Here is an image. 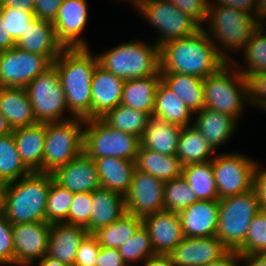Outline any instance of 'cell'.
I'll use <instances>...</instances> for the list:
<instances>
[{
  "instance_id": "obj_24",
  "label": "cell",
  "mask_w": 266,
  "mask_h": 266,
  "mask_svg": "<svg viewBox=\"0 0 266 266\" xmlns=\"http://www.w3.org/2000/svg\"><path fill=\"white\" fill-rule=\"evenodd\" d=\"M90 207L89 234L112 224L127 212L124 196L103 187L91 192Z\"/></svg>"
},
{
  "instance_id": "obj_11",
  "label": "cell",
  "mask_w": 266,
  "mask_h": 266,
  "mask_svg": "<svg viewBox=\"0 0 266 266\" xmlns=\"http://www.w3.org/2000/svg\"><path fill=\"white\" fill-rule=\"evenodd\" d=\"M134 9L158 31L155 43L159 47L168 41L195 35L202 29L194 18L165 0H142Z\"/></svg>"
},
{
  "instance_id": "obj_17",
  "label": "cell",
  "mask_w": 266,
  "mask_h": 266,
  "mask_svg": "<svg viewBox=\"0 0 266 266\" xmlns=\"http://www.w3.org/2000/svg\"><path fill=\"white\" fill-rule=\"evenodd\" d=\"M228 251L216 236L185 237L168 255L175 266H205Z\"/></svg>"
},
{
  "instance_id": "obj_23",
  "label": "cell",
  "mask_w": 266,
  "mask_h": 266,
  "mask_svg": "<svg viewBox=\"0 0 266 266\" xmlns=\"http://www.w3.org/2000/svg\"><path fill=\"white\" fill-rule=\"evenodd\" d=\"M88 234L84 227L66 223H52L47 255L71 266L74 264L79 245Z\"/></svg>"
},
{
  "instance_id": "obj_62",
  "label": "cell",
  "mask_w": 266,
  "mask_h": 266,
  "mask_svg": "<svg viewBox=\"0 0 266 266\" xmlns=\"http://www.w3.org/2000/svg\"><path fill=\"white\" fill-rule=\"evenodd\" d=\"M4 184L0 182V214H2Z\"/></svg>"
},
{
  "instance_id": "obj_49",
  "label": "cell",
  "mask_w": 266,
  "mask_h": 266,
  "mask_svg": "<svg viewBox=\"0 0 266 266\" xmlns=\"http://www.w3.org/2000/svg\"><path fill=\"white\" fill-rule=\"evenodd\" d=\"M171 2L183 13L190 15L201 26H204L209 0H165Z\"/></svg>"
},
{
  "instance_id": "obj_55",
  "label": "cell",
  "mask_w": 266,
  "mask_h": 266,
  "mask_svg": "<svg viewBox=\"0 0 266 266\" xmlns=\"http://www.w3.org/2000/svg\"><path fill=\"white\" fill-rule=\"evenodd\" d=\"M0 6L12 7L24 12H34V0H0Z\"/></svg>"
},
{
  "instance_id": "obj_61",
  "label": "cell",
  "mask_w": 266,
  "mask_h": 266,
  "mask_svg": "<svg viewBox=\"0 0 266 266\" xmlns=\"http://www.w3.org/2000/svg\"><path fill=\"white\" fill-rule=\"evenodd\" d=\"M13 129L8 124L7 119L0 113V137L9 135Z\"/></svg>"
},
{
  "instance_id": "obj_41",
  "label": "cell",
  "mask_w": 266,
  "mask_h": 266,
  "mask_svg": "<svg viewBox=\"0 0 266 266\" xmlns=\"http://www.w3.org/2000/svg\"><path fill=\"white\" fill-rule=\"evenodd\" d=\"M163 200L164 210L179 213L196 202L197 198L186 180L181 176L165 182Z\"/></svg>"
},
{
  "instance_id": "obj_25",
  "label": "cell",
  "mask_w": 266,
  "mask_h": 266,
  "mask_svg": "<svg viewBox=\"0 0 266 266\" xmlns=\"http://www.w3.org/2000/svg\"><path fill=\"white\" fill-rule=\"evenodd\" d=\"M13 136L22 162L31 172H42L46 123L13 129Z\"/></svg>"
},
{
  "instance_id": "obj_59",
  "label": "cell",
  "mask_w": 266,
  "mask_h": 266,
  "mask_svg": "<svg viewBox=\"0 0 266 266\" xmlns=\"http://www.w3.org/2000/svg\"><path fill=\"white\" fill-rule=\"evenodd\" d=\"M34 264H37L38 266H67L64 263H61L59 260L48 256L47 254L41 260H38V263L36 261L30 266H34Z\"/></svg>"
},
{
  "instance_id": "obj_42",
  "label": "cell",
  "mask_w": 266,
  "mask_h": 266,
  "mask_svg": "<svg viewBox=\"0 0 266 266\" xmlns=\"http://www.w3.org/2000/svg\"><path fill=\"white\" fill-rule=\"evenodd\" d=\"M73 196V192L62 187L53 179L46 201V222L67 224L68 210Z\"/></svg>"
},
{
  "instance_id": "obj_26",
  "label": "cell",
  "mask_w": 266,
  "mask_h": 266,
  "mask_svg": "<svg viewBox=\"0 0 266 266\" xmlns=\"http://www.w3.org/2000/svg\"><path fill=\"white\" fill-rule=\"evenodd\" d=\"M195 119L192 123L206 141L216 151L220 145L226 144L237 130V123L233 117L216 112L204 107L201 111L194 113Z\"/></svg>"
},
{
  "instance_id": "obj_58",
  "label": "cell",
  "mask_w": 266,
  "mask_h": 266,
  "mask_svg": "<svg viewBox=\"0 0 266 266\" xmlns=\"http://www.w3.org/2000/svg\"><path fill=\"white\" fill-rule=\"evenodd\" d=\"M13 47H15V41L3 28L2 19L0 16V52L7 51L9 49H12Z\"/></svg>"
},
{
  "instance_id": "obj_22",
  "label": "cell",
  "mask_w": 266,
  "mask_h": 266,
  "mask_svg": "<svg viewBox=\"0 0 266 266\" xmlns=\"http://www.w3.org/2000/svg\"><path fill=\"white\" fill-rule=\"evenodd\" d=\"M185 237H212L216 235L218 200H197L179 212Z\"/></svg>"
},
{
  "instance_id": "obj_33",
  "label": "cell",
  "mask_w": 266,
  "mask_h": 266,
  "mask_svg": "<svg viewBox=\"0 0 266 266\" xmlns=\"http://www.w3.org/2000/svg\"><path fill=\"white\" fill-rule=\"evenodd\" d=\"M161 81L193 112L204 108V79L182 73H160Z\"/></svg>"
},
{
  "instance_id": "obj_54",
  "label": "cell",
  "mask_w": 266,
  "mask_h": 266,
  "mask_svg": "<svg viewBox=\"0 0 266 266\" xmlns=\"http://www.w3.org/2000/svg\"><path fill=\"white\" fill-rule=\"evenodd\" d=\"M239 262H241V254L237 251L229 250L223 257L205 266H242L239 265Z\"/></svg>"
},
{
  "instance_id": "obj_30",
  "label": "cell",
  "mask_w": 266,
  "mask_h": 266,
  "mask_svg": "<svg viewBox=\"0 0 266 266\" xmlns=\"http://www.w3.org/2000/svg\"><path fill=\"white\" fill-rule=\"evenodd\" d=\"M182 126L151 117L140 139L141 146L164 155H176Z\"/></svg>"
},
{
  "instance_id": "obj_31",
  "label": "cell",
  "mask_w": 266,
  "mask_h": 266,
  "mask_svg": "<svg viewBox=\"0 0 266 266\" xmlns=\"http://www.w3.org/2000/svg\"><path fill=\"white\" fill-rule=\"evenodd\" d=\"M193 116L194 113L181 98L160 81L156 90L152 117L185 127L192 125Z\"/></svg>"
},
{
  "instance_id": "obj_63",
  "label": "cell",
  "mask_w": 266,
  "mask_h": 266,
  "mask_svg": "<svg viewBox=\"0 0 266 266\" xmlns=\"http://www.w3.org/2000/svg\"><path fill=\"white\" fill-rule=\"evenodd\" d=\"M124 1L128 2V4H132V6L135 8L142 0H124Z\"/></svg>"
},
{
  "instance_id": "obj_13",
  "label": "cell",
  "mask_w": 266,
  "mask_h": 266,
  "mask_svg": "<svg viewBox=\"0 0 266 266\" xmlns=\"http://www.w3.org/2000/svg\"><path fill=\"white\" fill-rule=\"evenodd\" d=\"M53 62L44 55L26 52L16 46L0 52V87L25 88Z\"/></svg>"
},
{
  "instance_id": "obj_9",
  "label": "cell",
  "mask_w": 266,
  "mask_h": 266,
  "mask_svg": "<svg viewBox=\"0 0 266 266\" xmlns=\"http://www.w3.org/2000/svg\"><path fill=\"white\" fill-rule=\"evenodd\" d=\"M85 120L46 123L42 173H54L83 152Z\"/></svg>"
},
{
  "instance_id": "obj_28",
  "label": "cell",
  "mask_w": 266,
  "mask_h": 266,
  "mask_svg": "<svg viewBox=\"0 0 266 266\" xmlns=\"http://www.w3.org/2000/svg\"><path fill=\"white\" fill-rule=\"evenodd\" d=\"M0 113L12 129L37 123L23 87H0Z\"/></svg>"
},
{
  "instance_id": "obj_39",
  "label": "cell",
  "mask_w": 266,
  "mask_h": 266,
  "mask_svg": "<svg viewBox=\"0 0 266 266\" xmlns=\"http://www.w3.org/2000/svg\"><path fill=\"white\" fill-rule=\"evenodd\" d=\"M244 55L243 61L246 65L238 64L232 60L231 63L245 77L251 73H260L266 71V33L260 26L253 32L252 36L240 51ZM242 65V68L241 66Z\"/></svg>"
},
{
  "instance_id": "obj_19",
  "label": "cell",
  "mask_w": 266,
  "mask_h": 266,
  "mask_svg": "<svg viewBox=\"0 0 266 266\" xmlns=\"http://www.w3.org/2000/svg\"><path fill=\"white\" fill-rule=\"evenodd\" d=\"M52 174L58 184L73 193L92 192L101 187L95 161L84 152Z\"/></svg>"
},
{
  "instance_id": "obj_38",
  "label": "cell",
  "mask_w": 266,
  "mask_h": 266,
  "mask_svg": "<svg viewBox=\"0 0 266 266\" xmlns=\"http://www.w3.org/2000/svg\"><path fill=\"white\" fill-rule=\"evenodd\" d=\"M30 173L18 153L13 133L0 137V182L7 184Z\"/></svg>"
},
{
  "instance_id": "obj_21",
  "label": "cell",
  "mask_w": 266,
  "mask_h": 266,
  "mask_svg": "<svg viewBox=\"0 0 266 266\" xmlns=\"http://www.w3.org/2000/svg\"><path fill=\"white\" fill-rule=\"evenodd\" d=\"M15 46L26 52L44 55L54 62L65 49L58 40L52 22L35 18L27 27Z\"/></svg>"
},
{
  "instance_id": "obj_40",
  "label": "cell",
  "mask_w": 266,
  "mask_h": 266,
  "mask_svg": "<svg viewBox=\"0 0 266 266\" xmlns=\"http://www.w3.org/2000/svg\"><path fill=\"white\" fill-rule=\"evenodd\" d=\"M123 261L127 266L139 265L155 254L152 247L151 238L147 228L142 224L136 232L119 248Z\"/></svg>"
},
{
  "instance_id": "obj_57",
  "label": "cell",
  "mask_w": 266,
  "mask_h": 266,
  "mask_svg": "<svg viewBox=\"0 0 266 266\" xmlns=\"http://www.w3.org/2000/svg\"><path fill=\"white\" fill-rule=\"evenodd\" d=\"M142 266H175L169 255L156 254L149 257Z\"/></svg>"
},
{
  "instance_id": "obj_64",
  "label": "cell",
  "mask_w": 266,
  "mask_h": 266,
  "mask_svg": "<svg viewBox=\"0 0 266 266\" xmlns=\"http://www.w3.org/2000/svg\"><path fill=\"white\" fill-rule=\"evenodd\" d=\"M265 23H266V19H265V20H264L259 26H260V28L263 29L264 32L266 33V27H265L266 24H265ZM264 24H265V25H264Z\"/></svg>"
},
{
  "instance_id": "obj_47",
  "label": "cell",
  "mask_w": 266,
  "mask_h": 266,
  "mask_svg": "<svg viewBox=\"0 0 266 266\" xmlns=\"http://www.w3.org/2000/svg\"><path fill=\"white\" fill-rule=\"evenodd\" d=\"M13 224L0 214V265H14Z\"/></svg>"
},
{
  "instance_id": "obj_45",
  "label": "cell",
  "mask_w": 266,
  "mask_h": 266,
  "mask_svg": "<svg viewBox=\"0 0 266 266\" xmlns=\"http://www.w3.org/2000/svg\"><path fill=\"white\" fill-rule=\"evenodd\" d=\"M91 192L74 193L69 207L67 224L84 227L89 233L91 218Z\"/></svg>"
},
{
  "instance_id": "obj_15",
  "label": "cell",
  "mask_w": 266,
  "mask_h": 266,
  "mask_svg": "<svg viewBox=\"0 0 266 266\" xmlns=\"http://www.w3.org/2000/svg\"><path fill=\"white\" fill-rule=\"evenodd\" d=\"M50 227L46 221L12 226L15 266H30L47 254Z\"/></svg>"
},
{
  "instance_id": "obj_1",
  "label": "cell",
  "mask_w": 266,
  "mask_h": 266,
  "mask_svg": "<svg viewBox=\"0 0 266 266\" xmlns=\"http://www.w3.org/2000/svg\"><path fill=\"white\" fill-rule=\"evenodd\" d=\"M159 58L160 73L189 74L201 79L227 63L203 29L190 37L164 43L159 47Z\"/></svg>"
},
{
  "instance_id": "obj_65",
  "label": "cell",
  "mask_w": 266,
  "mask_h": 266,
  "mask_svg": "<svg viewBox=\"0 0 266 266\" xmlns=\"http://www.w3.org/2000/svg\"><path fill=\"white\" fill-rule=\"evenodd\" d=\"M71 266H86V265H81V264H76V263H74V264H72Z\"/></svg>"
},
{
  "instance_id": "obj_10",
  "label": "cell",
  "mask_w": 266,
  "mask_h": 266,
  "mask_svg": "<svg viewBox=\"0 0 266 266\" xmlns=\"http://www.w3.org/2000/svg\"><path fill=\"white\" fill-rule=\"evenodd\" d=\"M25 90L37 122H62L74 118L70 115L66 117L68 107L65 93L54 65L33 79Z\"/></svg>"
},
{
  "instance_id": "obj_34",
  "label": "cell",
  "mask_w": 266,
  "mask_h": 266,
  "mask_svg": "<svg viewBox=\"0 0 266 266\" xmlns=\"http://www.w3.org/2000/svg\"><path fill=\"white\" fill-rule=\"evenodd\" d=\"M216 153L194 126L182 127L176 156L183 166L212 161Z\"/></svg>"
},
{
  "instance_id": "obj_5",
  "label": "cell",
  "mask_w": 266,
  "mask_h": 266,
  "mask_svg": "<svg viewBox=\"0 0 266 266\" xmlns=\"http://www.w3.org/2000/svg\"><path fill=\"white\" fill-rule=\"evenodd\" d=\"M99 65L124 80L156 75L160 71L159 46L133 40L97 54Z\"/></svg>"
},
{
  "instance_id": "obj_37",
  "label": "cell",
  "mask_w": 266,
  "mask_h": 266,
  "mask_svg": "<svg viewBox=\"0 0 266 266\" xmlns=\"http://www.w3.org/2000/svg\"><path fill=\"white\" fill-rule=\"evenodd\" d=\"M150 118L148 114L122 104L101 117L111 128L133 134L140 139L146 130Z\"/></svg>"
},
{
  "instance_id": "obj_20",
  "label": "cell",
  "mask_w": 266,
  "mask_h": 266,
  "mask_svg": "<svg viewBox=\"0 0 266 266\" xmlns=\"http://www.w3.org/2000/svg\"><path fill=\"white\" fill-rule=\"evenodd\" d=\"M125 80L105 70L99 64L92 78V119L103 117L121 104Z\"/></svg>"
},
{
  "instance_id": "obj_50",
  "label": "cell",
  "mask_w": 266,
  "mask_h": 266,
  "mask_svg": "<svg viewBox=\"0 0 266 266\" xmlns=\"http://www.w3.org/2000/svg\"><path fill=\"white\" fill-rule=\"evenodd\" d=\"M63 0H34V15L36 18L53 22Z\"/></svg>"
},
{
  "instance_id": "obj_36",
  "label": "cell",
  "mask_w": 266,
  "mask_h": 266,
  "mask_svg": "<svg viewBox=\"0 0 266 266\" xmlns=\"http://www.w3.org/2000/svg\"><path fill=\"white\" fill-rule=\"evenodd\" d=\"M142 224L141 217L126 212L121 218L98 229L93 235L101 247L118 249Z\"/></svg>"
},
{
  "instance_id": "obj_3",
  "label": "cell",
  "mask_w": 266,
  "mask_h": 266,
  "mask_svg": "<svg viewBox=\"0 0 266 266\" xmlns=\"http://www.w3.org/2000/svg\"><path fill=\"white\" fill-rule=\"evenodd\" d=\"M51 173L31 172L17 181L4 184L2 214L13 225L46 221V201Z\"/></svg>"
},
{
  "instance_id": "obj_8",
  "label": "cell",
  "mask_w": 266,
  "mask_h": 266,
  "mask_svg": "<svg viewBox=\"0 0 266 266\" xmlns=\"http://www.w3.org/2000/svg\"><path fill=\"white\" fill-rule=\"evenodd\" d=\"M140 145V138L111 128L101 118L85 119L83 152L93 160L102 157L135 160Z\"/></svg>"
},
{
  "instance_id": "obj_2",
  "label": "cell",
  "mask_w": 266,
  "mask_h": 266,
  "mask_svg": "<svg viewBox=\"0 0 266 266\" xmlns=\"http://www.w3.org/2000/svg\"><path fill=\"white\" fill-rule=\"evenodd\" d=\"M98 64L97 54L93 55L89 47L65 48L53 62L65 93L68 113L74 118L92 119L91 84Z\"/></svg>"
},
{
  "instance_id": "obj_53",
  "label": "cell",
  "mask_w": 266,
  "mask_h": 266,
  "mask_svg": "<svg viewBox=\"0 0 266 266\" xmlns=\"http://www.w3.org/2000/svg\"><path fill=\"white\" fill-rule=\"evenodd\" d=\"M258 0H209L210 6H229L257 17Z\"/></svg>"
},
{
  "instance_id": "obj_14",
  "label": "cell",
  "mask_w": 266,
  "mask_h": 266,
  "mask_svg": "<svg viewBox=\"0 0 266 266\" xmlns=\"http://www.w3.org/2000/svg\"><path fill=\"white\" fill-rule=\"evenodd\" d=\"M164 181L135 169L128 193L124 196L126 211L141 218L164 210Z\"/></svg>"
},
{
  "instance_id": "obj_6",
  "label": "cell",
  "mask_w": 266,
  "mask_h": 266,
  "mask_svg": "<svg viewBox=\"0 0 266 266\" xmlns=\"http://www.w3.org/2000/svg\"><path fill=\"white\" fill-rule=\"evenodd\" d=\"M203 85L204 107L208 109L229 115L237 121L245 108L250 106L246 77L231 62L207 76Z\"/></svg>"
},
{
  "instance_id": "obj_16",
  "label": "cell",
  "mask_w": 266,
  "mask_h": 266,
  "mask_svg": "<svg viewBox=\"0 0 266 266\" xmlns=\"http://www.w3.org/2000/svg\"><path fill=\"white\" fill-rule=\"evenodd\" d=\"M88 11L87 0H63L52 23L65 48L89 47L81 35L87 27Z\"/></svg>"
},
{
  "instance_id": "obj_56",
  "label": "cell",
  "mask_w": 266,
  "mask_h": 266,
  "mask_svg": "<svg viewBox=\"0 0 266 266\" xmlns=\"http://www.w3.org/2000/svg\"><path fill=\"white\" fill-rule=\"evenodd\" d=\"M241 262L245 266H266V254H241Z\"/></svg>"
},
{
  "instance_id": "obj_48",
  "label": "cell",
  "mask_w": 266,
  "mask_h": 266,
  "mask_svg": "<svg viewBox=\"0 0 266 266\" xmlns=\"http://www.w3.org/2000/svg\"><path fill=\"white\" fill-rule=\"evenodd\" d=\"M100 247L96 237L88 234L79 245L74 263L95 266Z\"/></svg>"
},
{
  "instance_id": "obj_60",
  "label": "cell",
  "mask_w": 266,
  "mask_h": 266,
  "mask_svg": "<svg viewBox=\"0 0 266 266\" xmlns=\"http://www.w3.org/2000/svg\"><path fill=\"white\" fill-rule=\"evenodd\" d=\"M266 19V0H258L257 21L260 25Z\"/></svg>"
},
{
  "instance_id": "obj_32",
  "label": "cell",
  "mask_w": 266,
  "mask_h": 266,
  "mask_svg": "<svg viewBox=\"0 0 266 266\" xmlns=\"http://www.w3.org/2000/svg\"><path fill=\"white\" fill-rule=\"evenodd\" d=\"M135 166L136 169L164 182L181 177L183 172V165L176 155H164L141 145L136 155Z\"/></svg>"
},
{
  "instance_id": "obj_51",
  "label": "cell",
  "mask_w": 266,
  "mask_h": 266,
  "mask_svg": "<svg viewBox=\"0 0 266 266\" xmlns=\"http://www.w3.org/2000/svg\"><path fill=\"white\" fill-rule=\"evenodd\" d=\"M259 165L257 162L254 169L252 189L255 191L261 209L266 210V168Z\"/></svg>"
},
{
  "instance_id": "obj_18",
  "label": "cell",
  "mask_w": 266,
  "mask_h": 266,
  "mask_svg": "<svg viewBox=\"0 0 266 266\" xmlns=\"http://www.w3.org/2000/svg\"><path fill=\"white\" fill-rule=\"evenodd\" d=\"M155 254L168 255L184 238L177 212L162 210L142 218Z\"/></svg>"
},
{
  "instance_id": "obj_44",
  "label": "cell",
  "mask_w": 266,
  "mask_h": 266,
  "mask_svg": "<svg viewBox=\"0 0 266 266\" xmlns=\"http://www.w3.org/2000/svg\"><path fill=\"white\" fill-rule=\"evenodd\" d=\"M2 26L16 42L36 18L34 12H24L12 7L0 6Z\"/></svg>"
},
{
  "instance_id": "obj_52",
  "label": "cell",
  "mask_w": 266,
  "mask_h": 266,
  "mask_svg": "<svg viewBox=\"0 0 266 266\" xmlns=\"http://www.w3.org/2000/svg\"><path fill=\"white\" fill-rule=\"evenodd\" d=\"M95 266H127L118 249L100 247Z\"/></svg>"
},
{
  "instance_id": "obj_43",
  "label": "cell",
  "mask_w": 266,
  "mask_h": 266,
  "mask_svg": "<svg viewBox=\"0 0 266 266\" xmlns=\"http://www.w3.org/2000/svg\"><path fill=\"white\" fill-rule=\"evenodd\" d=\"M236 251L240 254H266V210L260 209L253 217L244 243Z\"/></svg>"
},
{
  "instance_id": "obj_46",
  "label": "cell",
  "mask_w": 266,
  "mask_h": 266,
  "mask_svg": "<svg viewBox=\"0 0 266 266\" xmlns=\"http://www.w3.org/2000/svg\"><path fill=\"white\" fill-rule=\"evenodd\" d=\"M249 105L266 112V71L246 76Z\"/></svg>"
},
{
  "instance_id": "obj_29",
  "label": "cell",
  "mask_w": 266,
  "mask_h": 266,
  "mask_svg": "<svg viewBox=\"0 0 266 266\" xmlns=\"http://www.w3.org/2000/svg\"><path fill=\"white\" fill-rule=\"evenodd\" d=\"M160 81V71L153 76L125 80L121 104L152 117L156 90Z\"/></svg>"
},
{
  "instance_id": "obj_4",
  "label": "cell",
  "mask_w": 266,
  "mask_h": 266,
  "mask_svg": "<svg viewBox=\"0 0 266 266\" xmlns=\"http://www.w3.org/2000/svg\"><path fill=\"white\" fill-rule=\"evenodd\" d=\"M205 26L202 29L209 35L218 53L231 62L228 53L240 52L253 32L259 27L257 17L229 6L208 4Z\"/></svg>"
},
{
  "instance_id": "obj_35",
  "label": "cell",
  "mask_w": 266,
  "mask_h": 266,
  "mask_svg": "<svg viewBox=\"0 0 266 266\" xmlns=\"http://www.w3.org/2000/svg\"><path fill=\"white\" fill-rule=\"evenodd\" d=\"M182 177L194 192L197 200H219L212 161L183 166Z\"/></svg>"
},
{
  "instance_id": "obj_27",
  "label": "cell",
  "mask_w": 266,
  "mask_h": 266,
  "mask_svg": "<svg viewBox=\"0 0 266 266\" xmlns=\"http://www.w3.org/2000/svg\"><path fill=\"white\" fill-rule=\"evenodd\" d=\"M101 187L125 196L136 169L135 160L118 157H102L94 160Z\"/></svg>"
},
{
  "instance_id": "obj_7",
  "label": "cell",
  "mask_w": 266,
  "mask_h": 266,
  "mask_svg": "<svg viewBox=\"0 0 266 266\" xmlns=\"http://www.w3.org/2000/svg\"><path fill=\"white\" fill-rule=\"evenodd\" d=\"M219 216L216 237L232 251H236L246 238L249 225L261 209L253 189L218 200Z\"/></svg>"
},
{
  "instance_id": "obj_12",
  "label": "cell",
  "mask_w": 266,
  "mask_h": 266,
  "mask_svg": "<svg viewBox=\"0 0 266 266\" xmlns=\"http://www.w3.org/2000/svg\"><path fill=\"white\" fill-rule=\"evenodd\" d=\"M256 164L240 153H216L212 166L219 199L251 190Z\"/></svg>"
}]
</instances>
